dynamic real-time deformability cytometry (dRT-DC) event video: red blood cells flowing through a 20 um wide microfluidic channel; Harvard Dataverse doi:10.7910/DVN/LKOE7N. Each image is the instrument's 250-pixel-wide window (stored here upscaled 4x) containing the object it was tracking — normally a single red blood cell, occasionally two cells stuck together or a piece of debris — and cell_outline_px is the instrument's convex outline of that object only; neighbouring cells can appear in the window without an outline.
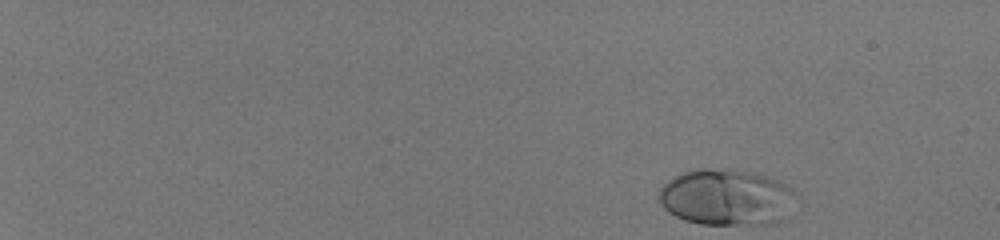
{"species": "human", "species_latin": "Homo sapiens", "temperature_condition": "room temperature", "stored_images_in_passage": 48, "camera_frame_rate_fps": 3000, "um_per_image_px": 0.085, "donor": {"sex": "male"}, "frame": {"image": 1, "passage_image": 1, "time_ms": 0.0, "image_size_px": [1000, 240], "cell_outline_px": [[800, 200], [792, 216], [788, 220], [776, 224], [700, 224], [684, 220], [668, 212], [664, 208], [660, 200], [660, 188], [668, 180], [684, 172], [696, 168], [700, 168], [744, 172], [768, 176], [780, 180], [788, 184], [796, 192]], "centroid_in_image_um": [61.91, 16.81], "position_along_channel_um": 23.1, "area_um2": 45.89}}
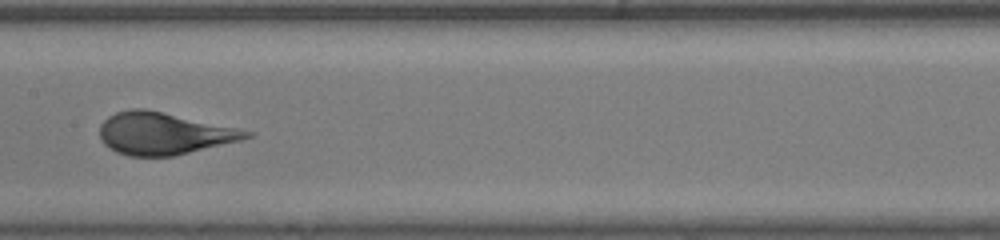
{"frame": {"image": 2, "passage_image": 27, "time_ms": 8.667, "image_size_px": [1000, 240], "cell_outline_px": [[256, 132], [252, 136], [240, 140], [172, 156], [128, 156], [116, 152], [108, 148], [100, 140], [100, 124], [108, 116], [116, 112], [132, 108], [144, 108], [240, 128]], "centroid_in_image_um": [13.89, 11.34], "position_along_channel_um": 193.5, "area_um2": 36.01}}
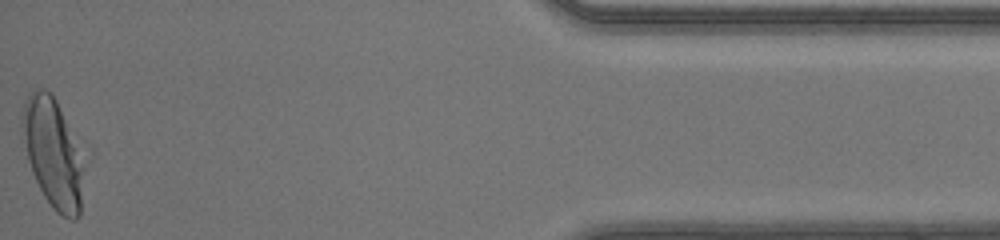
{"frame": {"image": 3, "passage_image": 48, "time_ms": 15.667, "image_size_px": [1000, 240], "cell_outline_px": [[92, 152], [80, 216], [76, 220], [72, 220], [56, 212], [52, 208], [44, 196], [32, 172], [28, 160], [20, 120], [20, 116], [24, 104], [32, 88], [44, 88], [56, 100], [92, 148]], "centroid_in_image_um": [4.73, 12.99], "position_along_channel_um": 430.5, "area_um2": 43.41}}